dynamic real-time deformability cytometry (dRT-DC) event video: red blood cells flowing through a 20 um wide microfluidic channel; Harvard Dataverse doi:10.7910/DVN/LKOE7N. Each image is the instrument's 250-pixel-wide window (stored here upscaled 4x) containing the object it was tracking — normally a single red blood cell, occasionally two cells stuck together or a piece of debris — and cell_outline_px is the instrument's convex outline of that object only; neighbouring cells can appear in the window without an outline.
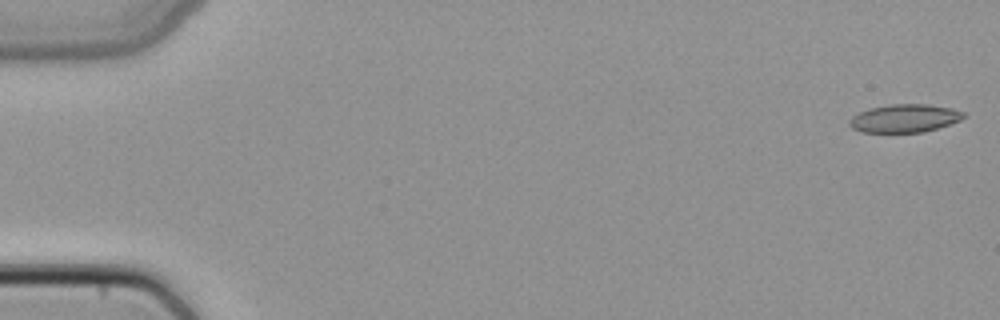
{"species": "common noctule bat (a hibernating species)", "species_latin": "Nyctalus noctula", "temperature_condition": "cold", "stored_images_in_passage": 8, "camera_frame_rate_fps": 3000, "um_per_image_px": 0.085, "animal": {"sex": "female", "body_mass_g": 22.7, "forearm_length_mm": 54.2}, "frame": {"image": 1, "passage_image": 1, "time_ms": 0.0, "image_size_px": [1000, 320], "cell_outline_px": [[964, 116], [960, 120], [924, 132], [860, 132], [852, 128], [848, 124], [848, 120], [852, 116], [868, 108], [892, 104], [928, 104], [952, 108], [964, 112]], "centroid_in_image_um": [76.84, 10.05], "position_along_channel_um": 8.2, "area_um2": 18.67}}
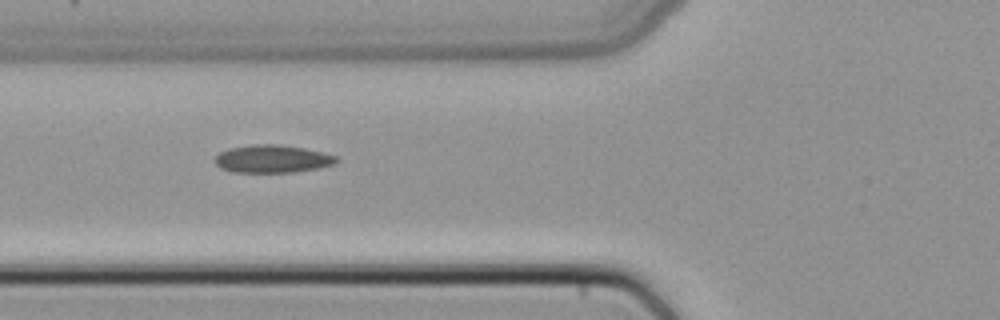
{"frame": {"image": 2, "passage_image": 6, "time_ms": 1.667, "image_size_px": [1000, 320], "cell_outline_px": [[340, 160], [336, 164], [320, 168], [292, 172], [232, 172], [220, 168], [212, 160], [220, 152], [228, 148], [252, 144], [280, 144], [304, 148], [324, 152], [336, 156]], "centroid_in_image_um": [23.16, 13.5], "position_along_channel_um": 102.6, "area_um2": 20.0}}
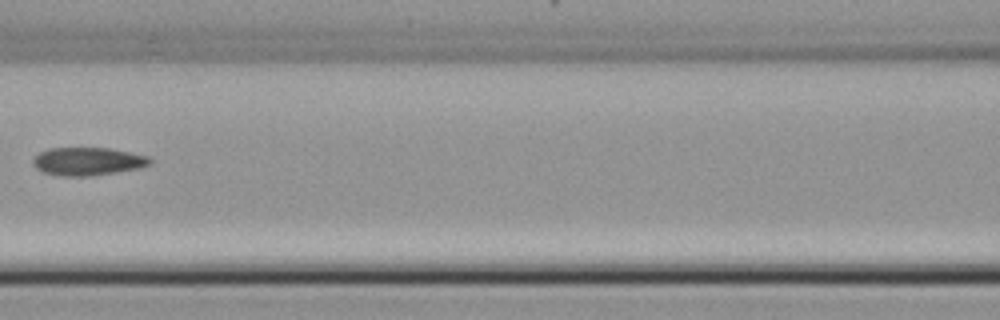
{"frame": {"image": 3, "passage_image": 7, "time_ms": 2.0, "image_size_px": [1000, 320], "cell_outline_px": [[152, 164], [140, 168], [92, 176], [60, 176], [44, 172], [36, 168], [32, 164], [32, 160], [40, 152], [48, 148], [112, 148], [148, 156], [152, 160]], "centroid_in_image_um": [7.48, 13.72], "position_along_channel_um": 159.1, "area_um2": 19.25}}